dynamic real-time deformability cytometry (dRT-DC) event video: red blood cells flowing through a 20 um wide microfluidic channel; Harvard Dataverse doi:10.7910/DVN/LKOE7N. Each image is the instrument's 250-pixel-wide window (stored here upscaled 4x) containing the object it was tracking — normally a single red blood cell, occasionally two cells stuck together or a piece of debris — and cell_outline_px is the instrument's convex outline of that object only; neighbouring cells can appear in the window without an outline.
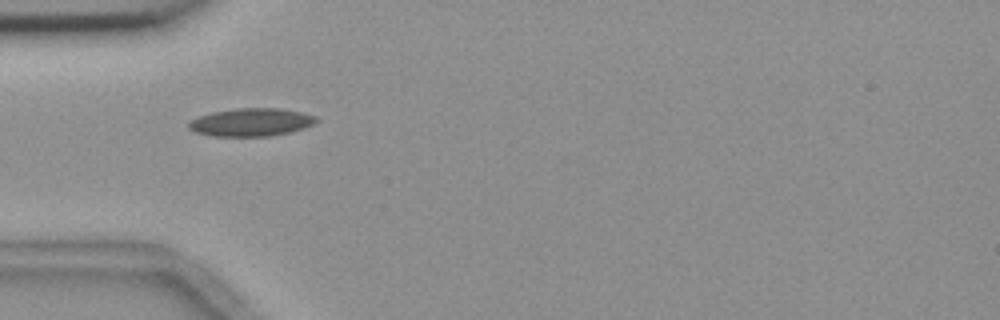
{"species": "common noctule bat (a hibernating species)", "species_latin": "Nyctalus noctula", "temperature_condition": "room temperature", "stored_images_in_passage": 2, "camera_frame_rate_fps": 3000, "um_per_image_px": 0.085, "animal": {"sex": "female", "body_mass_g": 18.4}, "frame": {"image": 1, "passage_image": 2, "time_ms": 1.333, "image_size_px": [1000, 320], "cell_outline_px": [[320, 120], [304, 128], [288, 132], [268, 136], [212, 136], [196, 132], [188, 128], [188, 120], [212, 112], [236, 108], [280, 108], [300, 112], [316, 116]], "centroid_in_image_um": [21.33, 10.38], "position_along_channel_um": 63.7, "area_um2": 20.75}}